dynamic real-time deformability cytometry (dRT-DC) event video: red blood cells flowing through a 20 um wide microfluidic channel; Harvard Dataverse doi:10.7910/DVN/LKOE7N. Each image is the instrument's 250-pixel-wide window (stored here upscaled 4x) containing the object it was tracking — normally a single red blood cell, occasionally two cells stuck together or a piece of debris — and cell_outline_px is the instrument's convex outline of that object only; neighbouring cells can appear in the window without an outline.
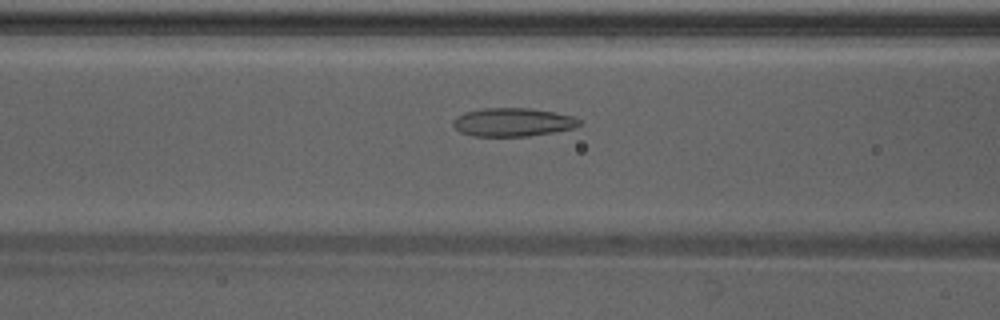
{"species": "Egyptian fruit bat (a non-hibernating species)", "species_latin": "Rousettus aegyptiacus", "temperature_condition": "warm", "stored_images_in_passage": 38, "camera_frame_rate_fps": 3000, "um_per_image_px": 0.085, "animal": {"sex": "male"}, "frame": {"image": 1, "passage_image": 10, "time_ms": 3.0, "image_size_px": [1000, 320], "cell_outline_px": [[580, 124], [576, 128], [528, 136], [472, 136], [460, 132], [452, 124], [452, 120], [456, 116], [464, 112], [484, 108], [528, 108], [552, 112], [572, 116], [580, 120]], "centroid_in_image_um": [43.55, 10.39], "position_along_channel_um": 123.1, "area_um2": 20.87}}
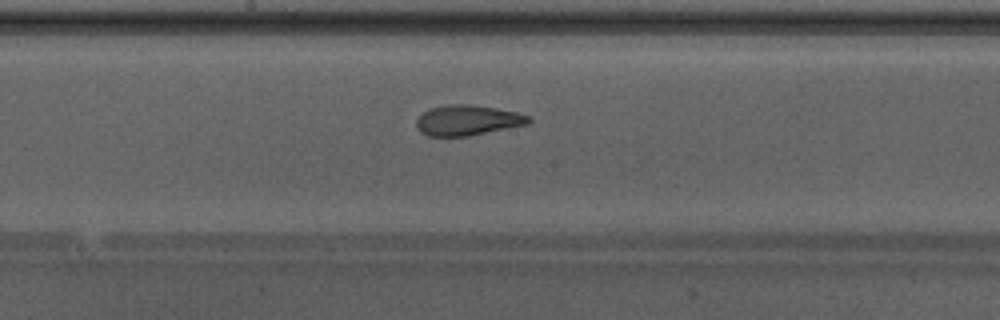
{"frame": {"image": 2, "passage_image": 16, "time_ms": 5.0, "image_size_px": [1000, 320], "cell_outline_px": [[532, 120], [528, 124], [468, 136], [428, 136], [420, 132], [416, 128], [416, 120], [424, 112], [432, 108], [448, 104], [472, 104], [496, 108], [516, 112], [532, 116]], "centroid_in_image_um": [39.76, 10.22], "position_along_channel_um": 208.4, "area_um2": 19.88}}
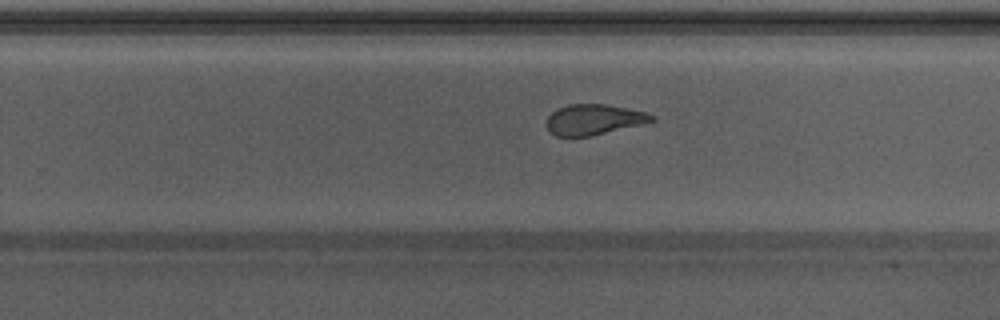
{"frame": {"image": 3, "passage_image": 21, "time_ms": 6.667, "image_size_px": [1000, 320], "cell_outline_px": [[656, 120], [592, 136], [556, 136], [548, 128], [548, 116], [552, 112], [568, 104], [604, 104], [644, 112], [656, 116]], "centroid_in_image_um": [50.48, 10.16], "position_along_channel_um": 279.3, "area_um2": 18.26}, "authors_computed_cell_mechanics": {"area_um2": 20.5768, "velocity_mm_per_s": 4.2736, "shape_relaxation_time_tau1_ms": null, "shape_relaxation_time_tau2_ms": 1.1611, "deformation_change_tau1": null, "deformation_change_tau2": 0.096}}